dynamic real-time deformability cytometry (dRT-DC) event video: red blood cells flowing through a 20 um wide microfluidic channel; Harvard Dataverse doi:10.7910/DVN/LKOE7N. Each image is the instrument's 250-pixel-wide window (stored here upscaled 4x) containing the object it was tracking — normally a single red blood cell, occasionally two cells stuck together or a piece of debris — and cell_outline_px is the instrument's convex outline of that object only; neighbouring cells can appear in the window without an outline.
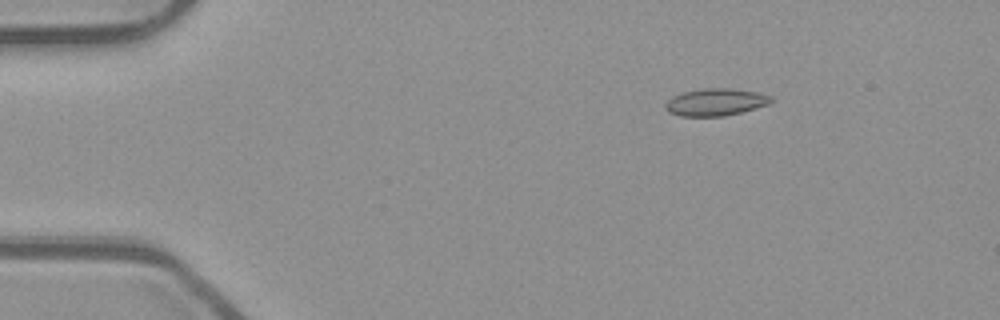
{"species": "common noctule bat (a hibernating species)", "species_latin": "Nyctalus noctula", "temperature_condition": "room temperature", "stored_images_in_passage": 7, "camera_frame_rate_fps": 3000, "um_per_image_px": 0.085, "animal": {"sex": "male", "body_mass_g": 23.1, "forearm_length_mm": 52.7}, "frame": {"image": 1, "passage_image": 1, "time_ms": 0.0, "image_size_px": [1000, 320], "cell_outline_px": [[776, 100], [768, 104], [740, 112], [724, 116], [680, 116], [668, 112], [664, 108], [664, 104], [672, 96], [680, 92], [704, 88], [728, 88], [756, 92], [772, 96]], "centroid_in_image_um": [60.79, 8.67], "position_along_channel_um": 24.2, "area_um2": 16.88}}